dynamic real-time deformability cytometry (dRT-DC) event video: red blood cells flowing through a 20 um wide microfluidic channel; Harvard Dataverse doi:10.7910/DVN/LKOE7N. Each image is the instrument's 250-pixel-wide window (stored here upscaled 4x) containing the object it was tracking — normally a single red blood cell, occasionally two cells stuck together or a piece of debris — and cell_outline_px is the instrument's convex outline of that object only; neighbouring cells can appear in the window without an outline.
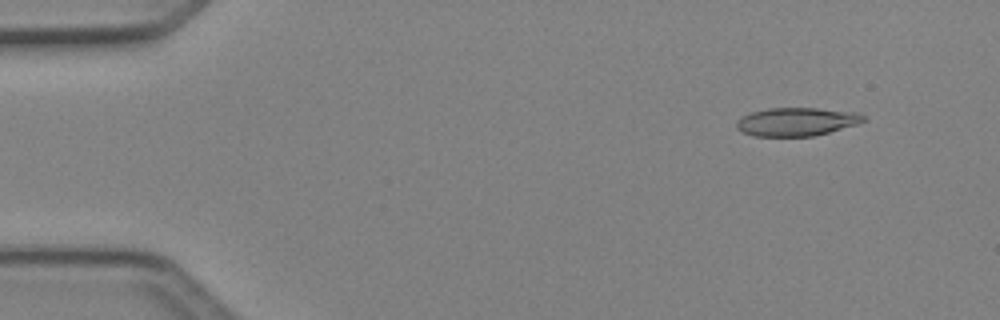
{"species": "Egyptian fruit bat (a non-hibernating species)", "species_latin": "Rousettus aegyptiacus", "temperature_condition": "cold", "stored_images_in_passage": 3, "camera_frame_rate_fps": 3000, "um_per_image_px": 0.085, "animal": {"sex": "female"}, "frame": {"image": 1, "passage_image": 1, "time_ms": 0.0, "image_size_px": [1000, 320], "cell_outline_px": [[864, 120], [856, 124], [828, 132], [812, 136], [756, 136], [744, 132], [736, 128], [736, 120], [752, 112], [768, 108], [816, 108], [856, 112], [864, 116]], "centroid_in_image_um": [67.68, 10.34], "position_along_channel_um": 17.3, "area_um2": 20.63}}
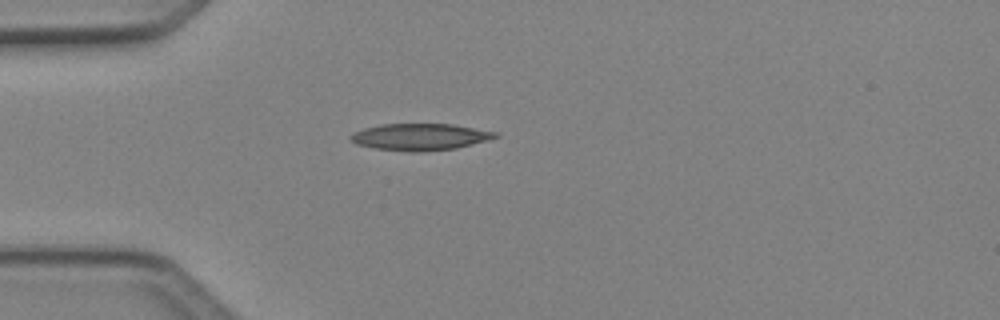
{"frame": {"image": 2, "passage_image": 3, "time_ms": 0.667, "image_size_px": [1000, 320], "cell_outline_px": [[500, 136], [488, 140], [456, 148], [420, 152], [412, 152], [376, 148], [356, 144], [348, 140], [348, 136], [352, 132], [364, 128], [380, 124], [452, 124], [496, 132]], "centroid_in_image_um": [35.65, 11.63], "position_along_channel_um": 49.3, "area_um2": 22.6}}